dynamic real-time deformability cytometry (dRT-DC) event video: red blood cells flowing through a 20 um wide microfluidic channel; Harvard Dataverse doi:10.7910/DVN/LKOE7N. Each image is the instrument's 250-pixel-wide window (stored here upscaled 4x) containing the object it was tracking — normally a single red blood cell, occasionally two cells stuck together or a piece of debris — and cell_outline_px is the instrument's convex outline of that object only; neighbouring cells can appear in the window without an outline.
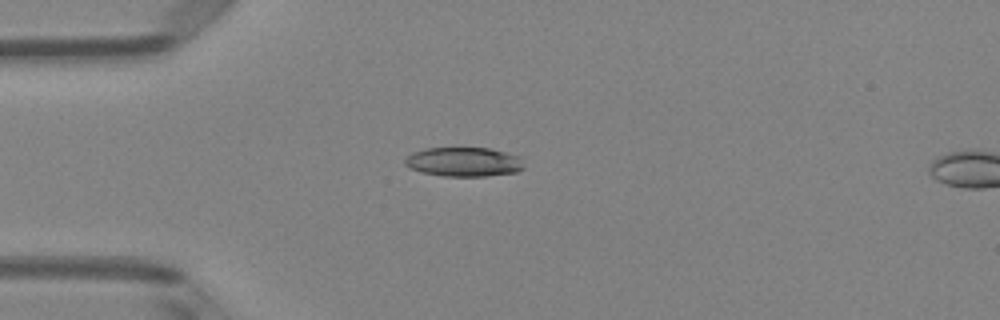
{"species": "Egyptian fruit bat (a non-hibernating species)", "species_latin": "Rousettus aegyptiacus", "temperature_condition": "room temperature", "stored_images_in_passage": 4, "camera_frame_rate_fps": 3000, "um_per_image_px": 0.085, "animal": {"sex": "female"}, "frame": {"image": 1, "passage_image": 1, "time_ms": 0.0, "image_size_px": [1000, 320], "cell_outline_px": [[524, 168], [516, 172], [484, 176], [444, 176], [424, 172], [408, 168], [404, 164], [404, 160], [412, 152], [424, 148], [488, 148], [520, 156]], "centroid_in_image_um": [39.4, 13.75], "position_along_channel_um": 45.6, "area_um2": 20.23}}